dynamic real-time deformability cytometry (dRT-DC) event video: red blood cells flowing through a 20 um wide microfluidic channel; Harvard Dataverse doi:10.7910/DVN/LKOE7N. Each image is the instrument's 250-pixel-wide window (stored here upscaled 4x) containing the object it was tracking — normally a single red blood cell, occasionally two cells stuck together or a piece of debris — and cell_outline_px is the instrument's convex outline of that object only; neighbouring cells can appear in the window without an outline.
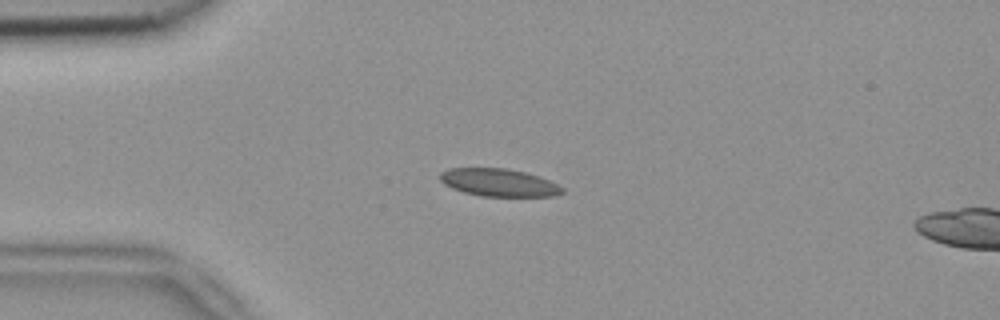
{"species": "common noctule bat (a hibernating species)", "species_latin": "Nyctalus noctula", "temperature_condition": "room temperature", "stored_images_in_passage": 4, "camera_frame_rate_fps": 3000, "um_per_image_px": 0.085, "animal": {"sex": "female", "body_mass_g": 18.4}, "frame": {"image": 1, "passage_image": 3, "time_ms": 0.667, "image_size_px": [1000, 320], "cell_outline_px": [[564, 192], [552, 196], [480, 196], [464, 192], [452, 188], [444, 184], [440, 180], [440, 172], [448, 168], [504, 168], [524, 172], [548, 180], [564, 188]], "centroid_in_image_um": [42.36, 15.52], "position_along_channel_um": 42.6, "area_um2": 19.54}}